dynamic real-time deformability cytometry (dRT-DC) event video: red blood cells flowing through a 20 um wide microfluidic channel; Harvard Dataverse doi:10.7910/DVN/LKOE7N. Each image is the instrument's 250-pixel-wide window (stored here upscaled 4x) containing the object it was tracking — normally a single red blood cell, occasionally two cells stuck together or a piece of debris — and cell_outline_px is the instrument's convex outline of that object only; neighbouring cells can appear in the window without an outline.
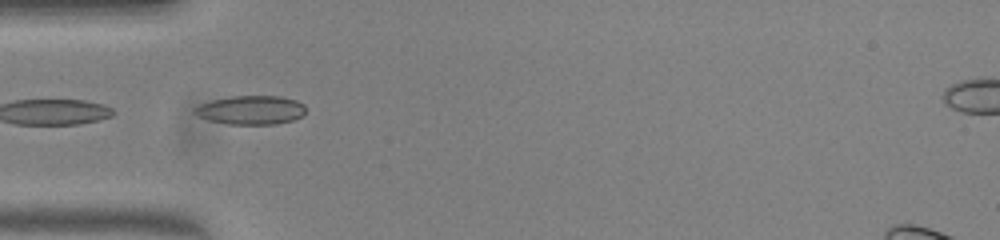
{"species": "common noctule bat (a hibernating species)", "species_latin": "Nyctalus noctula", "temperature_condition": "warm", "stored_images_in_passage": 4, "camera_frame_rate_fps": 3000, "um_per_image_px": 0.085, "animal": {"sex": "female", "body_mass_g": 23.0, "forearm_length_mm": 53.4}, "frame": {"image": 1, "passage_image": 2, "time_ms": 0.333, "image_size_px": [1000, 240], "cell_outline_px": [[304, 112], [300, 116], [292, 120], [276, 124], [228, 124], [208, 120], [192, 112], [200, 104], [212, 100], [232, 96], [280, 96], [296, 100], [304, 104]], "centroid_in_image_um": [21.32, 9.35], "position_along_channel_um": 63.7, "area_um2": 18.5}}